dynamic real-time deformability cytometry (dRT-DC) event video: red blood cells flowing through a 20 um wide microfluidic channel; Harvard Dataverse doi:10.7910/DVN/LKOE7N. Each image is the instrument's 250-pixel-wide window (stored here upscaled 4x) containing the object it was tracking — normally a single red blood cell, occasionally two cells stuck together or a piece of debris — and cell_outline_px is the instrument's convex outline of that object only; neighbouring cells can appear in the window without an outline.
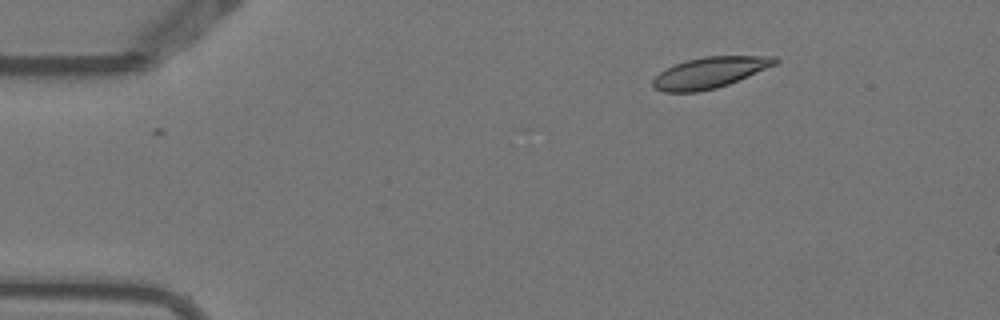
{"species": "Egyptian fruit bat (a non-hibernating species)", "species_latin": "Rousettus aegyptiacus", "temperature_condition": "warm", "stored_images_in_passage": 4, "camera_frame_rate_fps": 3000, "um_per_image_px": 0.085, "animal": {"sex": "female"}, "frame": {"image": 1, "passage_image": 1, "time_ms": 0.0, "image_size_px": [1000, 320], "cell_outline_px": [[780, 60], [776, 64], [728, 84], [716, 88], [696, 92], [664, 92], [652, 88], [652, 80], [660, 72], [676, 64], [688, 60], [704, 56], [776, 56]], "centroid_in_image_um": [60.31, 6.17], "position_along_channel_um": 24.7, "area_um2": 21.85}}